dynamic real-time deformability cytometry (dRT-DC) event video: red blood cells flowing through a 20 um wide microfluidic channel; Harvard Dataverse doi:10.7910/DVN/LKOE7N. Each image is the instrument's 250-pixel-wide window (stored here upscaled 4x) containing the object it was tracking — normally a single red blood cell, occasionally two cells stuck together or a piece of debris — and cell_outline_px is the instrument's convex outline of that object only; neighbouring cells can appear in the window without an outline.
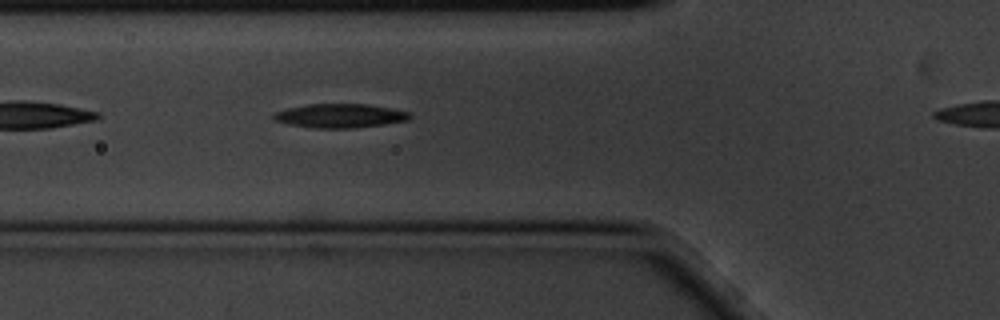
{"species": "common noctule bat (a hibernating species)", "species_latin": "Nyctalus noctula", "temperature_condition": "cold", "stored_images_in_passage": 3, "segment_of_instrument_passage": [1, 2], "camera_frame_rate_fps": 3000, "um_per_image_px": 0.085, "animal": {"sex": "male", "body_mass_g": 20.1, "forearm_length_mm": 53.5}, "frame": {"image": 1, "passage_image": 2, "time_ms": 0.333, "image_size_px": [1000, 320], "cell_outline_px": [[412, 116], [408, 120], [384, 124], [352, 128], [316, 128], [288, 124], [272, 120], [272, 116], [276, 112], [288, 108], [308, 104], [368, 104], [408, 112]], "centroid_in_image_um": [28.86, 9.84], "position_along_channel_um": 96.9, "area_um2": 18.84}}